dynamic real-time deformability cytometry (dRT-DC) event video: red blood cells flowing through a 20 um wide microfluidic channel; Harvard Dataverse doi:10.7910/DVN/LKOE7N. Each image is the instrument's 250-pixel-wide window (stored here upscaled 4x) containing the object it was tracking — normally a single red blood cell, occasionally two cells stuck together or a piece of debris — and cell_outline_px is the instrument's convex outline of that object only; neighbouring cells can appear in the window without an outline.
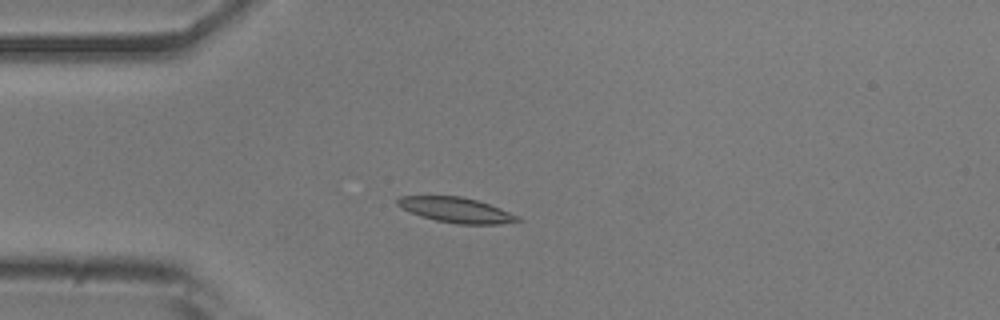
{"species": "common noctule bat (a hibernating species)", "species_latin": "Nyctalus noctula", "temperature_condition": "room temperature", "stored_images_in_passage": 40, "camera_frame_rate_fps": 3000, "um_per_image_px": 0.085, "animal": {"sex": "male", "body_mass_g": 20.5, "forearm_length_mm": 52.5}, "frame": {"image": 1, "passage_image": 1, "time_ms": 0.0, "image_size_px": [1000, 320], "cell_outline_px": [[520, 220], [500, 224], [456, 224], [436, 220], [420, 216], [400, 208], [396, 204], [396, 200], [400, 196], [460, 196], [476, 200], [500, 208], [520, 216]], "centroid_in_image_um": [38.74, 17.85], "position_along_channel_um": 46.3, "area_um2": 17.57}}
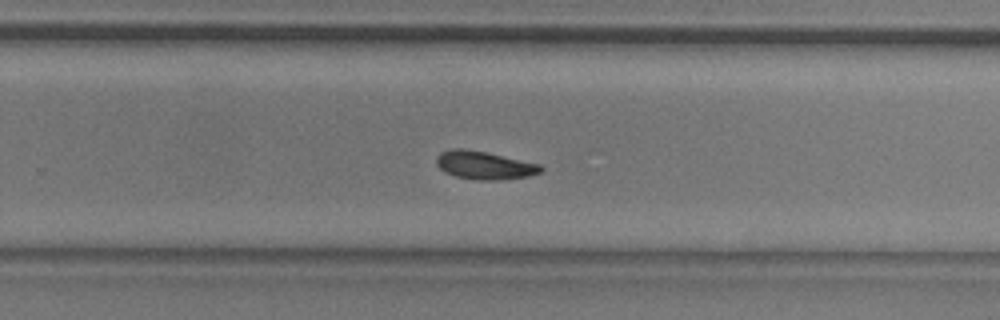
{"frame": {"image": 2, "passage_image": 21, "time_ms": 6.667, "image_size_px": [1000, 320], "cell_outline_px": [[544, 168], [540, 172], [528, 176], [500, 180], [476, 180], [456, 176], [444, 172], [436, 164], [436, 156], [440, 152], [452, 148], [464, 148], [484, 152], [540, 164]], "centroid_in_image_um": [41.13, 14.05], "position_along_channel_um": 288.7, "area_um2": 17.05}}
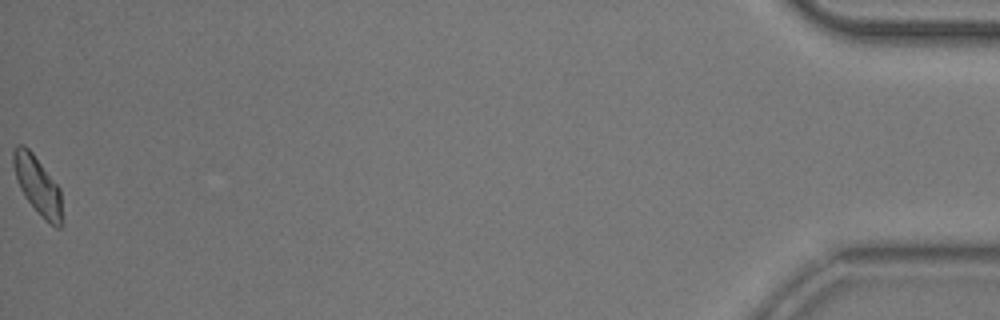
{"frame": {"image": 3, "passage_image": 40, "time_ms": 13.0, "image_size_px": [1000, 320], "cell_outline_px": [[64, 224], [60, 228], [56, 228], [48, 224], [24, 196], [16, 180], [12, 164], [12, 152], [16, 144], [24, 144], [32, 152], [60, 188], [64, 220]], "centroid_in_image_um": [3.22, 15.8], "position_along_channel_um": 432.0, "area_um2": 16.99}, "authors_computed_cell_mechanics": {"area_um2": 16.9643, "velocity_mm_per_s": 3.8538, "shape_relaxation_time_tau1_ms": 3.365, "shape_relaxation_time_tau2_ms": null, "deformation_change_tau1": 0.0997, "deformation_change_tau2": null}}